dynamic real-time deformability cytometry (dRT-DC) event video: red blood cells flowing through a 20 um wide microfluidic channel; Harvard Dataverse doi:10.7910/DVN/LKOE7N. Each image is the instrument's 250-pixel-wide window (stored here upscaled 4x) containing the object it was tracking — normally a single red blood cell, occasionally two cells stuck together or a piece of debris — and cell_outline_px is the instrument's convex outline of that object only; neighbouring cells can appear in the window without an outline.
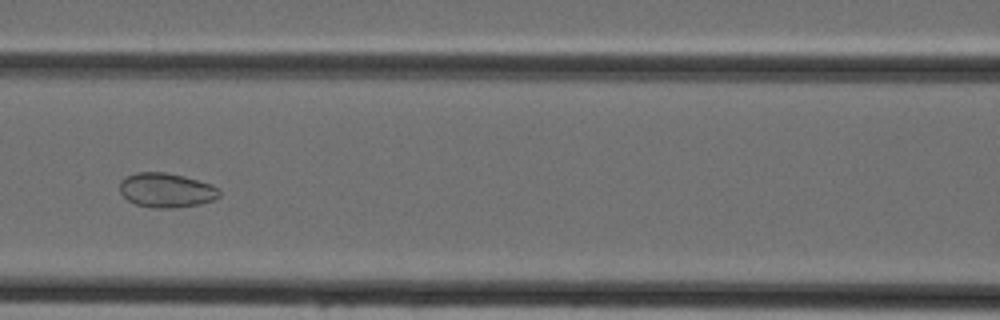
{"species": "Egyptian fruit bat (a non-hibernating species)", "species_latin": "Rousettus aegyptiacus", "temperature_condition": "cold", "stored_images_in_passage": 46, "camera_frame_rate_fps": 3000, "um_per_image_px": 0.085, "animal": {"sex": "female"}, "frame": {"image": 1, "passage_image": 20, "time_ms": 6.333, "image_size_px": [1000, 320], "cell_outline_px": [[220, 196], [212, 200], [200, 204], [172, 208], [152, 208], [136, 204], [128, 200], [120, 192], [120, 180], [136, 172], [164, 172], [184, 176], [212, 184], [220, 188]], "centroid_in_image_um": [14.15, 16.17], "position_along_channel_um": 152.4, "area_um2": 20.06}}
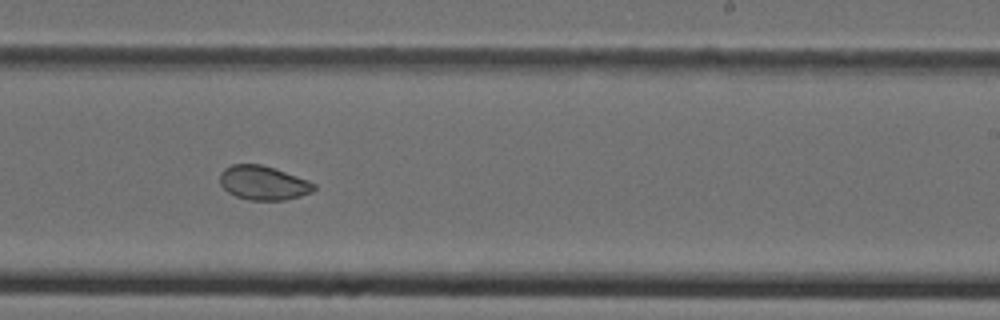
{"frame": {"image": 2, "passage_image": 28, "time_ms": 9.0, "image_size_px": [1000, 320], "cell_outline_px": [[316, 188], [312, 192], [300, 196], [284, 200], [248, 200], [236, 196], [228, 192], [220, 184], [220, 172], [224, 168], [232, 164], [260, 164], [308, 180], [316, 184]], "centroid_in_image_um": [22.36, 15.55], "position_along_channel_um": 266.6, "area_um2": 18.61}}
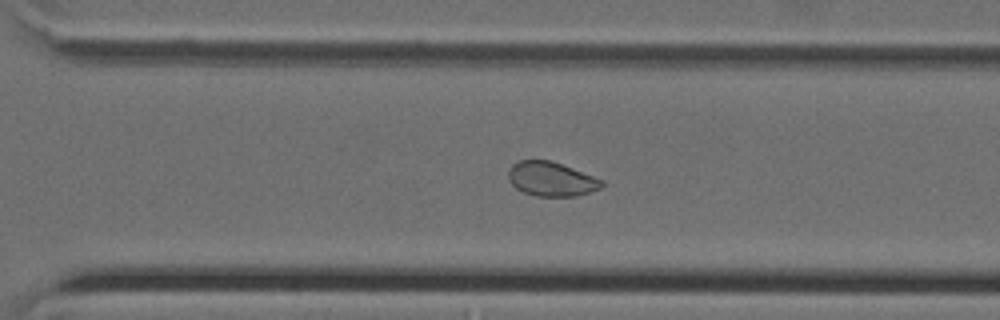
{"frame": {"image": 3, "passage_image": 32, "time_ms": 10.333, "image_size_px": [1000, 320], "cell_outline_px": [[604, 184], [600, 188], [576, 196], [536, 196], [524, 192], [516, 188], [508, 180], [508, 168], [512, 164], [520, 160], [552, 160], [604, 180]], "centroid_in_image_um": [46.84, 15.2], "position_along_channel_um": 323.8, "area_um2": 18.73}}